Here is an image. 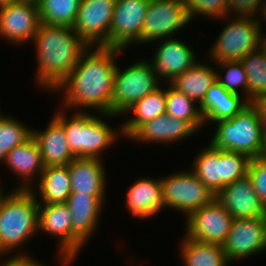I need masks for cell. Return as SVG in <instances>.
I'll return each mask as SVG.
<instances>
[{
  "label": "cell",
  "instance_id": "cell-1",
  "mask_svg": "<svg viewBox=\"0 0 266 266\" xmlns=\"http://www.w3.org/2000/svg\"><path fill=\"white\" fill-rule=\"evenodd\" d=\"M124 51L108 46H89L71 73L52 92L63 95L58 102L60 107L112 114L115 70L118 57Z\"/></svg>",
  "mask_w": 266,
  "mask_h": 266
},
{
  "label": "cell",
  "instance_id": "cell-2",
  "mask_svg": "<svg viewBox=\"0 0 266 266\" xmlns=\"http://www.w3.org/2000/svg\"><path fill=\"white\" fill-rule=\"evenodd\" d=\"M37 67L35 82L51 94L78 64L89 47L73 27L41 23L33 37Z\"/></svg>",
  "mask_w": 266,
  "mask_h": 266
},
{
  "label": "cell",
  "instance_id": "cell-3",
  "mask_svg": "<svg viewBox=\"0 0 266 266\" xmlns=\"http://www.w3.org/2000/svg\"><path fill=\"white\" fill-rule=\"evenodd\" d=\"M66 111L67 109L60 108L59 105L52 116L63 126L66 141L74 157L103 159V151L118 143L119 138H123L121 126H116V129L106 121L108 118L118 119V115ZM68 113L72 115L69 116Z\"/></svg>",
  "mask_w": 266,
  "mask_h": 266
},
{
  "label": "cell",
  "instance_id": "cell-4",
  "mask_svg": "<svg viewBox=\"0 0 266 266\" xmlns=\"http://www.w3.org/2000/svg\"><path fill=\"white\" fill-rule=\"evenodd\" d=\"M5 191L0 193V256L30 254L23 245L38 235L39 204L30 190Z\"/></svg>",
  "mask_w": 266,
  "mask_h": 266
},
{
  "label": "cell",
  "instance_id": "cell-5",
  "mask_svg": "<svg viewBox=\"0 0 266 266\" xmlns=\"http://www.w3.org/2000/svg\"><path fill=\"white\" fill-rule=\"evenodd\" d=\"M215 132L209 144L219 150L235 151L253 159L259 156L263 126L257 107L249 103L230 119L213 123Z\"/></svg>",
  "mask_w": 266,
  "mask_h": 266
},
{
  "label": "cell",
  "instance_id": "cell-6",
  "mask_svg": "<svg viewBox=\"0 0 266 266\" xmlns=\"http://www.w3.org/2000/svg\"><path fill=\"white\" fill-rule=\"evenodd\" d=\"M223 20L227 22L226 26L207 50L209 61H240L259 48L261 29L256 18L228 15L220 22Z\"/></svg>",
  "mask_w": 266,
  "mask_h": 266
},
{
  "label": "cell",
  "instance_id": "cell-7",
  "mask_svg": "<svg viewBox=\"0 0 266 266\" xmlns=\"http://www.w3.org/2000/svg\"><path fill=\"white\" fill-rule=\"evenodd\" d=\"M117 63L112 95V114L123 117L124 112L163 83L155 74L148 59L136 60L124 69Z\"/></svg>",
  "mask_w": 266,
  "mask_h": 266
},
{
  "label": "cell",
  "instance_id": "cell-8",
  "mask_svg": "<svg viewBox=\"0 0 266 266\" xmlns=\"http://www.w3.org/2000/svg\"><path fill=\"white\" fill-rule=\"evenodd\" d=\"M187 170V171H186ZM161 178L163 205L165 209L181 212L188 216L210 203L215 195L189 168Z\"/></svg>",
  "mask_w": 266,
  "mask_h": 266
},
{
  "label": "cell",
  "instance_id": "cell-9",
  "mask_svg": "<svg viewBox=\"0 0 266 266\" xmlns=\"http://www.w3.org/2000/svg\"><path fill=\"white\" fill-rule=\"evenodd\" d=\"M190 22L185 0H150L141 38L135 45L177 37Z\"/></svg>",
  "mask_w": 266,
  "mask_h": 266
},
{
  "label": "cell",
  "instance_id": "cell-10",
  "mask_svg": "<svg viewBox=\"0 0 266 266\" xmlns=\"http://www.w3.org/2000/svg\"><path fill=\"white\" fill-rule=\"evenodd\" d=\"M185 219V237L221 246L225 243L234 220L216 198L192 211Z\"/></svg>",
  "mask_w": 266,
  "mask_h": 266
},
{
  "label": "cell",
  "instance_id": "cell-11",
  "mask_svg": "<svg viewBox=\"0 0 266 266\" xmlns=\"http://www.w3.org/2000/svg\"><path fill=\"white\" fill-rule=\"evenodd\" d=\"M72 216L71 261L74 262L99 227L104 203L91 194H71L65 202Z\"/></svg>",
  "mask_w": 266,
  "mask_h": 266
},
{
  "label": "cell",
  "instance_id": "cell-12",
  "mask_svg": "<svg viewBox=\"0 0 266 266\" xmlns=\"http://www.w3.org/2000/svg\"><path fill=\"white\" fill-rule=\"evenodd\" d=\"M40 24L36 0H20L0 7V38L9 44L27 46Z\"/></svg>",
  "mask_w": 266,
  "mask_h": 266
},
{
  "label": "cell",
  "instance_id": "cell-13",
  "mask_svg": "<svg viewBox=\"0 0 266 266\" xmlns=\"http://www.w3.org/2000/svg\"><path fill=\"white\" fill-rule=\"evenodd\" d=\"M116 0H81L73 30L88 46L110 47Z\"/></svg>",
  "mask_w": 266,
  "mask_h": 266
},
{
  "label": "cell",
  "instance_id": "cell-14",
  "mask_svg": "<svg viewBox=\"0 0 266 266\" xmlns=\"http://www.w3.org/2000/svg\"><path fill=\"white\" fill-rule=\"evenodd\" d=\"M222 247L230 263L264 253L266 251V216L234 219Z\"/></svg>",
  "mask_w": 266,
  "mask_h": 266
},
{
  "label": "cell",
  "instance_id": "cell-15",
  "mask_svg": "<svg viewBox=\"0 0 266 266\" xmlns=\"http://www.w3.org/2000/svg\"><path fill=\"white\" fill-rule=\"evenodd\" d=\"M180 37L166 38L152 43L153 50L151 63L155 74L162 83L172 82L179 74L192 68L200 59L193 47L179 39Z\"/></svg>",
  "mask_w": 266,
  "mask_h": 266
},
{
  "label": "cell",
  "instance_id": "cell-16",
  "mask_svg": "<svg viewBox=\"0 0 266 266\" xmlns=\"http://www.w3.org/2000/svg\"><path fill=\"white\" fill-rule=\"evenodd\" d=\"M150 0H116L110 26V47L128 50L141 38Z\"/></svg>",
  "mask_w": 266,
  "mask_h": 266
},
{
  "label": "cell",
  "instance_id": "cell-17",
  "mask_svg": "<svg viewBox=\"0 0 266 266\" xmlns=\"http://www.w3.org/2000/svg\"><path fill=\"white\" fill-rule=\"evenodd\" d=\"M72 216L66 203L39 205L38 234L55 237L58 245L56 260L60 266H71Z\"/></svg>",
  "mask_w": 266,
  "mask_h": 266
},
{
  "label": "cell",
  "instance_id": "cell-18",
  "mask_svg": "<svg viewBox=\"0 0 266 266\" xmlns=\"http://www.w3.org/2000/svg\"><path fill=\"white\" fill-rule=\"evenodd\" d=\"M3 165L17 179L13 180L14 186H17L12 189L21 190H30L45 169L39 146L33 136L10 150Z\"/></svg>",
  "mask_w": 266,
  "mask_h": 266
},
{
  "label": "cell",
  "instance_id": "cell-19",
  "mask_svg": "<svg viewBox=\"0 0 266 266\" xmlns=\"http://www.w3.org/2000/svg\"><path fill=\"white\" fill-rule=\"evenodd\" d=\"M215 198L231 214L233 219H252L266 216V207L256 194L248 175L224 186Z\"/></svg>",
  "mask_w": 266,
  "mask_h": 266
},
{
  "label": "cell",
  "instance_id": "cell-20",
  "mask_svg": "<svg viewBox=\"0 0 266 266\" xmlns=\"http://www.w3.org/2000/svg\"><path fill=\"white\" fill-rule=\"evenodd\" d=\"M104 159L75 157L69 168L71 194H91L107 202V171ZM107 180V181H106Z\"/></svg>",
  "mask_w": 266,
  "mask_h": 266
},
{
  "label": "cell",
  "instance_id": "cell-21",
  "mask_svg": "<svg viewBox=\"0 0 266 266\" xmlns=\"http://www.w3.org/2000/svg\"><path fill=\"white\" fill-rule=\"evenodd\" d=\"M197 130L187 121L176 119L167 114L157 116L151 121L142 124L128 140L133 143H146L151 145L170 143H181L193 134H197Z\"/></svg>",
  "mask_w": 266,
  "mask_h": 266
},
{
  "label": "cell",
  "instance_id": "cell-22",
  "mask_svg": "<svg viewBox=\"0 0 266 266\" xmlns=\"http://www.w3.org/2000/svg\"><path fill=\"white\" fill-rule=\"evenodd\" d=\"M139 177L125 193V208L129 216L144 219L154 218L165 209L163 205L162 184L159 177Z\"/></svg>",
  "mask_w": 266,
  "mask_h": 266
},
{
  "label": "cell",
  "instance_id": "cell-23",
  "mask_svg": "<svg viewBox=\"0 0 266 266\" xmlns=\"http://www.w3.org/2000/svg\"><path fill=\"white\" fill-rule=\"evenodd\" d=\"M44 166H67L75 157L66 141L63 126L52 116L45 129H32Z\"/></svg>",
  "mask_w": 266,
  "mask_h": 266
},
{
  "label": "cell",
  "instance_id": "cell-24",
  "mask_svg": "<svg viewBox=\"0 0 266 266\" xmlns=\"http://www.w3.org/2000/svg\"><path fill=\"white\" fill-rule=\"evenodd\" d=\"M249 102L241 95L227 91L216 81L206 92V95L199 105L204 124L230 119L238 114Z\"/></svg>",
  "mask_w": 266,
  "mask_h": 266
},
{
  "label": "cell",
  "instance_id": "cell-25",
  "mask_svg": "<svg viewBox=\"0 0 266 266\" xmlns=\"http://www.w3.org/2000/svg\"><path fill=\"white\" fill-rule=\"evenodd\" d=\"M30 191L35 195L39 205L65 203L72 193L68 166L45 167Z\"/></svg>",
  "mask_w": 266,
  "mask_h": 266
},
{
  "label": "cell",
  "instance_id": "cell-26",
  "mask_svg": "<svg viewBox=\"0 0 266 266\" xmlns=\"http://www.w3.org/2000/svg\"><path fill=\"white\" fill-rule=\"evenodd\" d=\"M162 84L154 92L145 95L124 112L129 116L120 124L123 138L127 140L142 124L166 114V88ZM129 114V115H128Z\"/></svg>",
  "mask_w": 266,
  "mask_h": 266
},
{
  "label": "cell",
  "instance_id": "cell-27",
  "mask_svg": "<svg viewBox=\"0 0 266 266\" xmlns=\"http://www.w3.org/2000/svg\"><path fill=\"white\" fill-rule=\"evenodd\" d=\"M205 62H197L192 68L179 74L170 84L190 99L200 105L208 89L217 81L215 65H209L208 58ZM214 67V68H213Z\"/></svg>",
  "mask_w": 266,
  "mask_h": 266
},
{
  "label": "cell",
  "instance_id": "cell-28",
  "mask_svg": "<svg viewBox=\"0 0 266 266\" xmlns=\"http://www.w3.org/2000/svg\"><path fill=\"white\" fill-rule=\"evenodd\" d=\"M183 266H230L223 247L218 244L203 243L188 237L179 242Z\"/></svg>",
  "mask_w": 266,
  "mask_h": 266
},
{
  "label": "cell",
  "instance_id": "cell-29",
  "mask_svg": "<svg viewBox=\"0 0 266 266\" xmlns=\"http://www.w3.org/2000/svg\"><path fill=\"white\" fill-rule=\"evenodd\" d=\"M201 150L193 158L190 169L216 196L221 190V150L210 144Z\"/></svg>",
  "mask_w": 266,
  "mask_h": 266
},
{
  "label": "cell",
  "instance_id": "cell-30",
  "mask_svg": "<svg viewBox=\"0 0 266 266\" xmlns=\"http://www.w3.org/2000/svg\"><path fill=\"white\" fill-rule=\"evenodd\" d=\"M164 85L166 86V114L189 122L198 132L205 129L199 105L170 83Z\"/></svg>",
  "mask_w": 266,
  "mask_h": 266
},
{
  "label": "cell",
  "instance_id": "cell-31",
  "mask_svg": "<svg viewBox=\"0 0 266 266\" xmlns=\"http://www.w3.org/2000/svg\"><path fill=\"white\" fill-rule=\"evenodd\" d=\"M40 22L73 27L81 0H37Z\"/></svg>",
  "mask_w": 266,
  "mask_h": 266
},
{
  "label": "cell",
  "instance_id": "cell-32",
  "mask_svg": "<svg viewBox=\"0 0 266 266\" xmlns=\"http://www.w3.org/2000/svg\"><path fill=\"white\" fill-rule=\"evenodd\" d=\"M248 79V102L266 96V55L258 48L240 60Z\"/></svg>",
  "mask_w": 266,
  "mask_h": 266
},
{
  "label": "cell",
  "instance_id": "cell-33",
  "mask_svg": "<svg viewBox=\"0 0 266 266\" xmlns=\"http://www.w3.org/2000/svg\"><path fill=\"white\" fill-rule=\"evenodd\" d=\"M5 114H0V166L10 150L32 136V127L22 123L23 121H19L15 116Z\"/></svg>",
  "mask_w": 266,
  "mask_h": 266
},
{
  "label": "cell",
  "instance_id": "cell-34",
  "mask_svg": "<svg viewBox=\"0 0 266 266\" xmlns=\"http://www.w3.org/2000/svg\"><path fill=\"white\" fill-rule=\"evenodd\" d=\"M214 64L216 69L219 68L216 70L217 81L227 91L241 95L248 101V79L241 62L225 61L213 63V65Z\"/></svg>",
  "mask_w": 266,
  "mask_h": 266
},
{
  "label": "cell",
  "instance_id": "cell-35",
  "mask_svg": "<svg viewBox=\"0 0 266 266\" xmlns=\"http://www.w3.org/2000/svg\"><path fill=\"white\" fill-rule=\"evenodd\" d=\"M250 158L235 151L221 150V189L247 175Z\"/></svg>",
  "mask_w": 266,
  "mask_h": 266
},
{
  "label": "cell",
  "instance_id": "cell-36",
  "mask_svg": "<svg viewBox=\"0 0 266 266\" xmlns=\"http://www.w3.org/2000/svg\"><path fill=\"white\" fill-rule=\"evenodd\" d=\"M190 21L196 17L220 20L228 16L229 0H185Z\"/></svg>",
  "mask_w": 266,
  "mask_h": 266
},
{
  "label": "cell",
  "instance_id": "cell-37",
  "mask_svg": "<svg viewBox=\"0 0 266 266\" xmlns=\"http://www.w3.org/2000/svg\"><path fill=\"white\" fill-rule=\"evenodd\" d=\"M247 175L251 179L256 194L266 207V158L258 156L250 159Z\"/></svg>",
  "mask_w": 266,
  "mask_h": 266
},
{
  "label": "cell",
  "instance_id": "cell-38",
  "mask_svg": "<svg viewBox=\"0 0 266 266\" xmlns=\"http://www.w3.org/2000/svg\"><path fill=\"white\" fill-rule=\"evenodd\" d=\"M264 0H229L228 15L256 18Z\"/></svg>",
  "mask_w": 266,
  "mask_h": 266
},
{
  "label": "cell",
  "instance_id": "cell-39",
  "mask_svg": "<svg viewBox=\"0 0 266 266\" xmlns=\"http://www.w3.org/2000/svg\"><path fill=\"white\" fill-rule=\"evenodd\" d=\"M2 258V259H1ZM32 254L0 256V266H47L42 260H36ZM2 260V261H1Z\"/></svg>",
  "mask_w": 266,
  "mask_h": 266
},
{
  "label": "cell",
  "instance_id": "cell-40",
  "mask_svg": "<svg viewBox=\"0 0 266 266\" xmlns=\"http://www.w3.org/2000/svg\"><path fill=\"white\" fill-rule=\"evenodd\" d=\"M253 104L259 111L263 130H266V96L256 99Z\"/></svg>",
  "mask_w": 266,
  "mask_h": 266
},
{
  "label": "cell",
  "instance_id": "cell-41",
  "mask_svg": "<svg viewBox=\"0 0 266 266\" xmlns=\"http://www.w3.org/2000/svg\"><path fill=\"white\" fill-rule=\"evenodd\" d=\"M256 20L258 21L260 29L263 30V26H266V25H261V24H266V0H264L262 2L261 9L259 11V14L256 17ZM262 22H264V23H262Z\"/></svg>",
  "mask_w": 266,
  "mask_h": 266
},
{
  "label": "cell",
  "instance_id": "cell-42",
  "mask_svg": "<svg viewBox=\"0 0 266 266\" xmlns=\"http://www.w3.org/2000/svg\"><path fill=\"white\" fill-rule=\"evenodd\" d=\"M263 31H266V29L261 30L260 32L259 49L263 52L264 55H266V33Z\"/></svg>",
  "mask_w": 266,
  "mask_h": 266
},
{
  "label": "cell",
  "instance_id": "cell-43",
  "mask_svg": "<svg viewBox=\"0 0 266 266\" xmlns=\"http://www.w3.org/2000/svg\"><path fill=\"white\" fill-rule=\"evenodd\" d=\"M259 156L266 158V130L263 131L262 146Z\"/></svg>",
  "mask_w": 266,
  "mask_h": 266
},
{
  "label": "cell",
  "instance_id": "cell-44",
  "mask_svg": "<svg viewBox=\"0 0 266 266\" xmlns=\"http://www.w3.org/2000/svg\"><path fill=\"white\" fill-rule=\"evenodd\" d=\"M18 1H20V0H0V7L4 6V5L11 4V3H15V2H18Z\"/></svg>",
  "mask_w": 266,
  "mask_h": 266
},
{
  "label": "cell",
  "instance_id": "cell-45",
  "mask_svg": "<svg viewBox=\"0 0 266 266\" xmlns=\"http://www.w3.org/2000/svg\"><path fill=\"white\" fill-rule=\"evenodd\" d=\"M1 179H2V178L0 177V187H2V184H1V183H3Z\"/></svg>",
  "mask_w": 266,
  "mask_h": 266
},
{
  "label": "cell",
  "instance_id": "cell-46",
  "mask_svg": "<svg viewBox=\"0 0 266 266\" xmlns=\"http://www.w3.org/2000/svg\"><path fill=\"white\" fill-rule=\"evenodd\" d=\"M3 190H4V188H3V187H0V193H1Z\"/></svg>",
  "mask_w": 266,
  "mask_h": 266
}]
</instances>
